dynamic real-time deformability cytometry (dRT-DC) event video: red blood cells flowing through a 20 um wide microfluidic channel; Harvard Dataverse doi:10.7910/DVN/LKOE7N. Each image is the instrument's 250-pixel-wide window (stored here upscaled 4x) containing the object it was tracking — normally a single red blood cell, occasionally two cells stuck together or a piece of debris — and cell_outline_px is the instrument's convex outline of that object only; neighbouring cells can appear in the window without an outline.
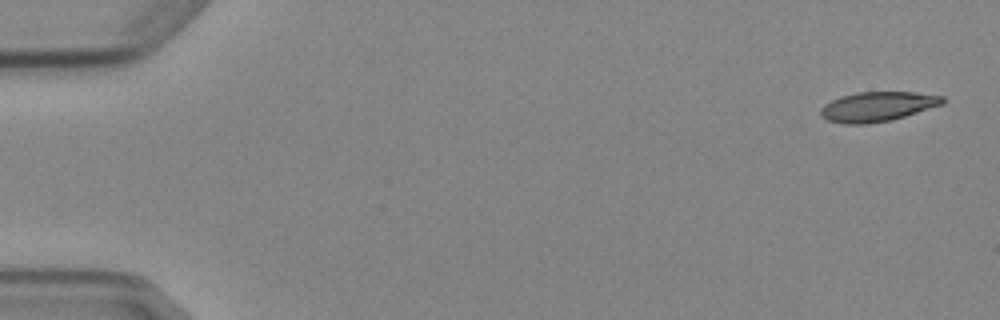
{"species": "Egyptian fruit bat (a non-hibernating species)", "species_latin": "Rousettus aegyptiacus", "temperature_condition": "cold", "stored_images_in_passage": 4, "camera_frame_rate_fps": 3000, "um_per_image_px": 0.085, "animal": {"sex": "female"}, "frame": {"image": 1, "passage_image": 1, "time_ms": 0.0, "image_size_px": [1000, 320], "cell_outline_px": [[944, 104], [892, 120], [868, 124], [844, 124], [828, 120], [820, 116], [820, 108], [824, 104], [840, 96], [856, 92], [912, 92], [944, 96]], "centroid_in_image_um": [74.57, 9.06], "position_along_channel_um": 10.4, "area_um2": 21.21}}
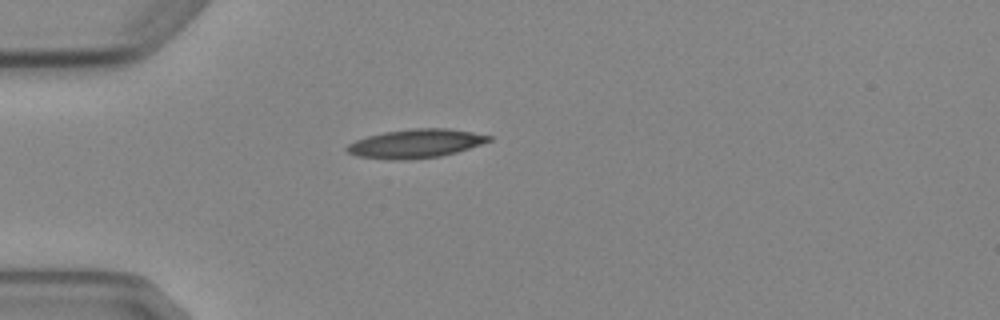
{"frame": {"image": 2, "passage_image": 4, "time_ms": 4.333, "image_size_px": [1000, 320], "cell_outline_px": [[492, 140], [456, 152], [440, 156], [404, 160], [392, 160], [356, 156], [348, 152], [344, 148], [348, 144], [356, 140], [368, 136], [384, 132], [412, 128], [448, 128], [472, 132], [492, 136]], "centroid_in_image_um": [35.3, 12.2], "position_along_channel_um": 49.7, "area_um2": 23.7}}